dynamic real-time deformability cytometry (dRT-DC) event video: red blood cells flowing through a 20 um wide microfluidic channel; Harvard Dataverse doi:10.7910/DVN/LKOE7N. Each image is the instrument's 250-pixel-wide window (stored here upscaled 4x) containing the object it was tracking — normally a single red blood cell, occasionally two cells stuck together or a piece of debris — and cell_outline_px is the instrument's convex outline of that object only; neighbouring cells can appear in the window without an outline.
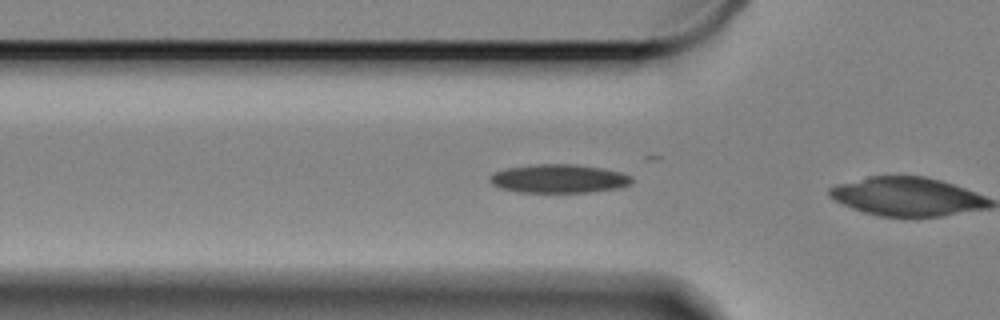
{"species": "Egyptian fruit bat (a non-hibernating species)", "species_latin": "Rousettus aegyptiacus", "temperature_condition": "cold", "stored_images_in_passage": 6, "camera_frame_rate_fps": 3000, "um_per_image_px": 0.085, "animal": {"sex": "female"}, "frame": {"image": 1, "passage_image": 5, "time_ms": 1.333, "image_size_px": [1000, 320], "cell_outline_px": [[632, 184], [620, 188], [588, 192], [516, 192], [500, 188], [492, 184], [488, 180], [488, 176], [492, 172], [508, 168], [532, 164], [576, 164], [600, 168], [620, 172], [632, 176]], "centroid_in_image_um": [47.47, 15.18], "position_along_channel_um": 78.3, "area_um2": 23.87}}